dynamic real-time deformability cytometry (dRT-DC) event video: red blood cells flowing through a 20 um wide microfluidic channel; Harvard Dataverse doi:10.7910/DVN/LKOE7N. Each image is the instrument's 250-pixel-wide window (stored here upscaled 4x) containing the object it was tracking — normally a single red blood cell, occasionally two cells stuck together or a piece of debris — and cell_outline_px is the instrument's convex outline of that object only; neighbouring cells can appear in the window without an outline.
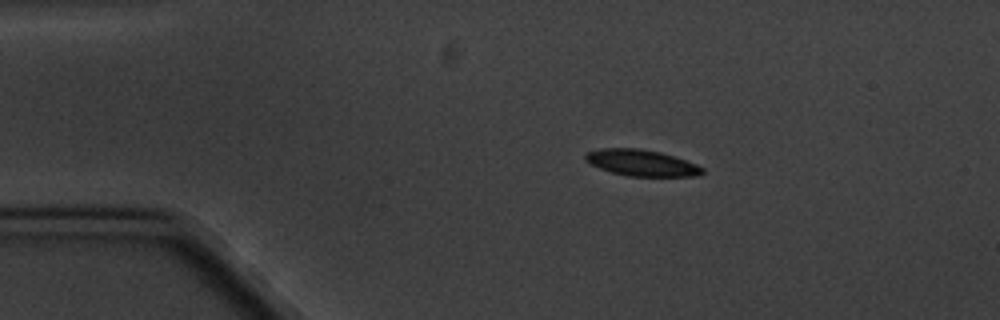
{"species": "common noctule bat (a hibernating species)", "species_latin": "Nyctalus noctula", "temperature_condition": "cold", "stored_images_in_passage": 3, "camera_frame_rate_fps": 3000, "um_per_image_px": 0.085, "animal": {"sex": "male", "body_mass_g": 20.1, "forearm_length_mm": 53.5}, "frame": {"image": 1, "passage_image": 2, "time_ms": 1.333, "image_size_px": [1000, 320], "cell_outline_px": [[704, 172], [692, 176], [628, 176], [612, 172], [600, 168], [584, 160], [584, 156], [588, 152], [600, 148], [640, 148], [660, 152], [696, 164], [704, 168]], "centroid_in_image_um": [54.5, 13.83], "position_along_channel_um": 30.5, "area_um2": 17.69}}